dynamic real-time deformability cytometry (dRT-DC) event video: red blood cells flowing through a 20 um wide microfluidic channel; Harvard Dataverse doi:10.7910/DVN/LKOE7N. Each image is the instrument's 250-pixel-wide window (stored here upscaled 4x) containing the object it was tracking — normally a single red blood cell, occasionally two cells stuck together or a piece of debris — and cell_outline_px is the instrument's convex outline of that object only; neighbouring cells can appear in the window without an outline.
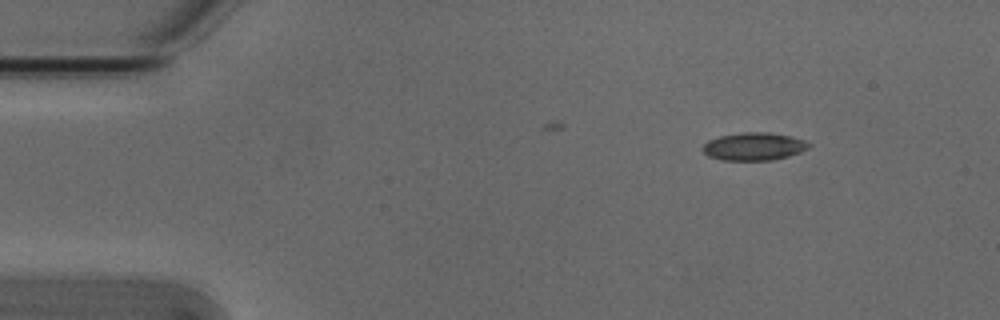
{"species": "Egyptian fruit bat (a non-hibernating species)", "species_latin": "Rousettus aegyptiacus", "temperature_condition": "cold", "stored_images_in_passage": 5, "camera_frame_rate_fps": 3000, "um_per_image_px": 0.085, "animal": {"sex": "male"}, "frame": {"image": 1, "passage_image": 1, "time_ms": 0.0, "image_size_px": [1000, 320], "cell_outline_px": [[812, 144], [808, 148], [800, 152], [788, 156], [772, 160], [720, 160], [708, 156], [700, 148], [708, 140], [720, 136], [744, 132], [768, 132], [788, 136], [804, 140]], "centroid_in_image_um": [64.05, 12.45], "position_along_channel_um": 20.9, "area_um2": 17.17}}